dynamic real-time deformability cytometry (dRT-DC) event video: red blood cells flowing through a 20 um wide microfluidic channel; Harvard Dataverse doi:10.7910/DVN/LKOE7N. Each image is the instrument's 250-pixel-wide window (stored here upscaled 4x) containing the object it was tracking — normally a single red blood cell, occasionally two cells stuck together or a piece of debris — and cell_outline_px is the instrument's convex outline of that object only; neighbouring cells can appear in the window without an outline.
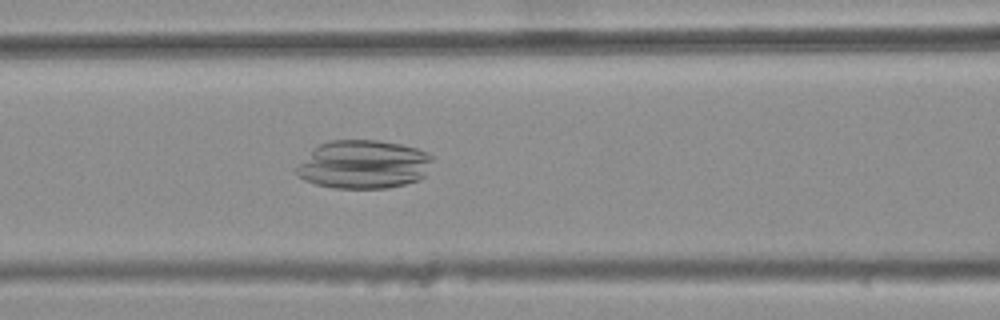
{"species": "common noctule bat (a hibernating species)", "species_latin": "Nyctalus noctula", "temperature_condition": "warm", "stored_images_in_passage": 44, "camera_frame_rate_fps": 3000, "um_per_image_px": 0.085, "animal": {"sex": "female", "body_mass_g": 25.1}, "frame": {"image": 1, "passage_image": 22, "time_ms": 7.0, "image_size_px": [1000, 320], "cell_outline_px": [[432, 160], [424, 176], [420, 180], [388, 188], [332, 188], [316, 184], [304, 180], [296, 172], [296, 168], [312, 148], [328, 140], [380, 140], [400, 144], [416, 148], [432, 156]], "centroid_in_image_um": [30.88, 13.97], "position_along_channel_um": 135.7, "area_um2": 38.44}}
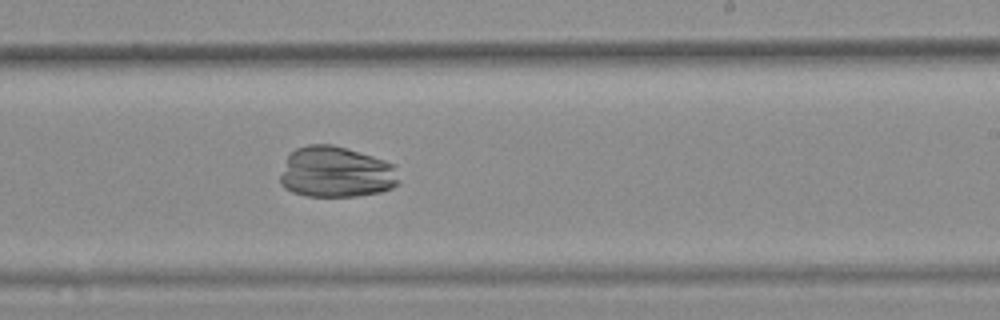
{"frame": {"image": 2, "passage_image": 32, "time_ms": 10.333, "image_size_px": [1000, 320], "cell_outline_px": [[396, 184], [392, 188], [380, 192], [356, 196], [304, 196], [292, 192], [284, 188], [280, 184], [280, 176], [288, 156], [296, 148], [308, 144], [332, 144], [372, 156], [384, 160], [392, 164], [396, 180]], "centroid_in_image_um": [28.49, 14.63], "position_along_channel_um": 260.5, "area_um2": 34.91}}
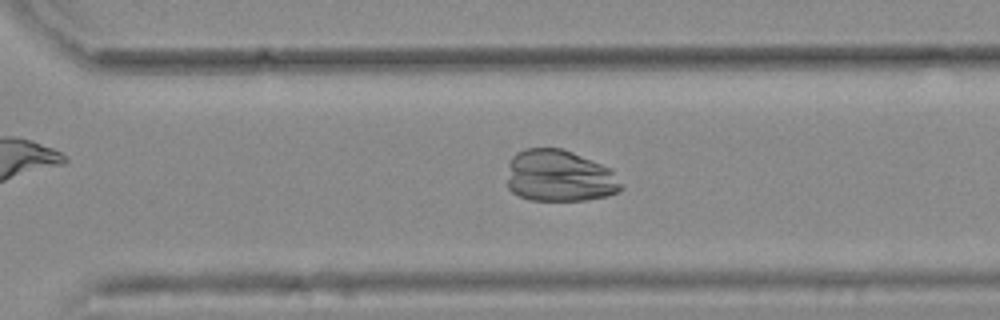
{"frame": {"image": 3, "passage_image": 37, "time_ms": 12.0, "image_size_px": [1000, 320], "cell_outline_px": [[624, 188], [608, 196], [584, 200], [528, 200], [512, 192], [508, 188], [508, 164], [512, 156], [516, 152], [524, 148], [564, 148], [600, 164], [608, 168], [612, 172]], "centroid_in_image_um": [47.5, 14.95], "position_along_channel_um": 323.1, "area_um2": 34.39}}